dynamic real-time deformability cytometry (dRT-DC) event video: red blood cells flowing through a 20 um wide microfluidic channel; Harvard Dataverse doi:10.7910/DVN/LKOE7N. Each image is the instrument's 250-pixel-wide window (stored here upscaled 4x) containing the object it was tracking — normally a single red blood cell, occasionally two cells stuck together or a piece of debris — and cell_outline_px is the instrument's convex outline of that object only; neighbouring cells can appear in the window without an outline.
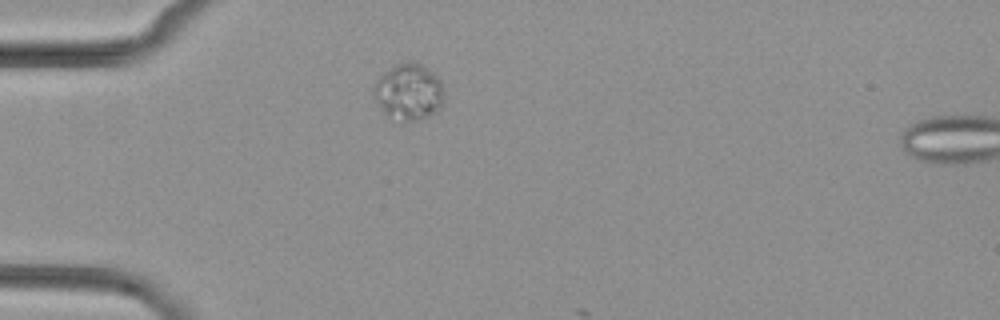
{"species": "common noctule bat (a hibernating species)", "species_latin": "Nyctalus noctula", "temperature_condition": "cold", "stored_images_in_passage": 2, "camera_frame_rate_fps": 3000, "um_per_image_px": 0.085, "animal": {"sex": "female", "body_mass_g": 29.2, "forearm_length_mm": 56.3}, "frame": {"image": 1, "passage_image": 1, "time_ms": 0.0, "image_size_px": [1000, 320], "cell_outline_px": [[444, 100], [440, 108], [436, 112], [416, 120], [404, 120], [388, 116], [380, 108], [372, 96], [372, 88], [376, 80], [384, 72], [396, 64], [408, 60], [420, 64], [428, 68], [440, 76], [444, 92]], "centroid_in_image_um": [34.74, 7.77], "position_along_channel_um": 50.3, "area_um2": 23.41}}